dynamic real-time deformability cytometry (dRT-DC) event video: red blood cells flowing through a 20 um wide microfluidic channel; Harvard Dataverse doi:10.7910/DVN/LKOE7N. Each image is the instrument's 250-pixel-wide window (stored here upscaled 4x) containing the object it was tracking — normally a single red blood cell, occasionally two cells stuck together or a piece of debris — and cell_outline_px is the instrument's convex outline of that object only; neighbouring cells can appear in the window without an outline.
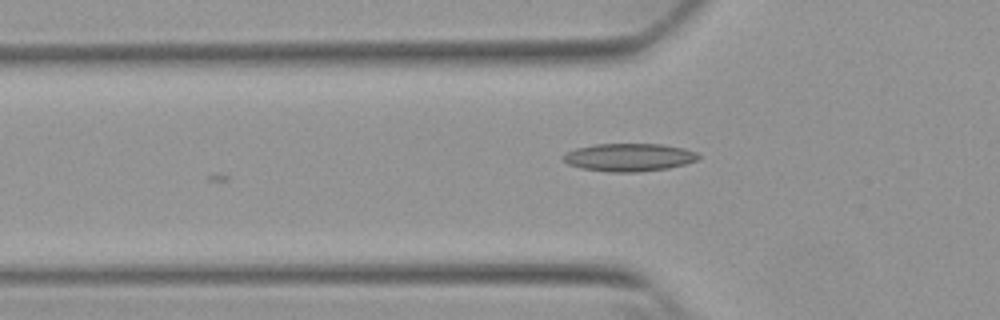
{"species": "Egyptian fruit bat (a non-hibernating species)", "species_latin": "Rousettus aegyptiacus", "temperature_condition": "warm", "stored_images_in_passage": 3, "camera_frame_rate_fps": 3000, "um_per_image_px": 0.085, "animal": {"sex": "female"}, "frame": {"image": 1, "passage_image": 3, "time_ms": 0.667, "image_size_px": [1000, 320], "cell_outline_px": [[700, 160], [668, 168], [636, 172], [608, 172], [580, 168], [568, 164], [560, 156], [576, 148], [596, 144], [664, 144], [684, 148], [696, 152], [700, 156]], "centroid_in_image_um": [53.48, 13.37], "position_along_channel_um": 72.3, "area_um2": 22.08}}